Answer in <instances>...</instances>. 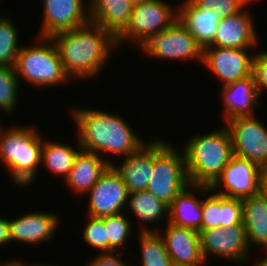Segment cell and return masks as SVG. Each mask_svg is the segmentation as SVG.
<instances>
[{
  "label": "cell",
  "mask_w": 267,
  "mask_h": 266,
  "mask_svg": "<svg viewBox=\"0 0 267 266\" xmlns=\"http://www.w3.org/2000/svg\"><path fill=\"white\" fill-rule=\"evenodd\" d=\"M178 20L190 31L204 49L213 43L221 18L212 8L200 9L191 0H185L178 8Z\"/></svg>",
  "instance_id": "obj_21"
},
{
  "label": "cell",
  "mask_w": 267,
  "mask_h": 266,
  "mask_svg": "<svg viewBox=\"0 0 267 266\" xmlns=\"http://www.w3.org/2000/svg\"><path fill=\"white\" fill-rule=\"evenodd\" d=\"M50 38L70 79L96 77L103 71L113 49H117L116 38L91 21L83 26L55 33Z\"/></svg>",
  "instance_id": "obj_1"
},
{
  "label": "cell",
  "mask_w": 267,
  "mask_h": 266,
  "mask_svg": "<svg viewBox=\"0 0 267 266\" xmlns=\"http://www.w3.org/2000/svg\"><path fill=\"white\" fill-rule=\"evenodd\" d=\"M210 192L212 194L208 193L207 198L202 200L201 230L243 224L242 199L219 195L211 189Z\"/></svg>",
  "instance_id": "obj_18"
},
{
  "label": "cell",
  "mask_w": 267,
  "mask_h": 266,
  "mask_svg": "<svg viewBox=\"0 0 267 266\" xmlns=\"http://www.w3.org/2000/svg\"><path fill=\"white\" fill-rule=\"evenodd\" d=\"M244 228L250 248L267 249V200L260 194L242 199ZM253 246V247H252Z\"/></svg>",
  "instance_id": "obj_25"
},
{
  "label": "cell",
  "mask_w": 267,
  "mask_h": 266,
  "mask_svg": "<svg viewBox=\"0 0 267 266\" xmlns=\"http://www.w3.org/2000/svg\"><path fill=\"white\" fill-rule=\"evenodd\" d=\"M37 44L22 46L18 52L15 71L19 79L23 78L38 89L68 84L71 80L66 74L58 50L50 37H36ZM20 76V77H19Z\"/></svg>",
  "instance_id": "obj_5"
},
{
  "label": "cell",
  "mask_w": 267,
  "mask_h": 266,
  "mask_svg": "<svg viewBox=\"0 0 267 266\" xmlns=\"http://www.w3.org/2000/svg\"><path fill=\"white\" fill-rule=\"evenodd\" d=\"M42 143L43 137L35 127L0 126V161L18 186L32 184L37 178Z\"/></svg>",
  "instance_id": "obj_4"
},
{
  "label": "cell",
  "mask_w": 267,
  "mask_h": 266,
  "mask_svg": "<svg viewBox=\"0 0 267 266\" xmlns=\"http://www.w3.org/2000/svg\"><path fill=\"white\" fill-rule=\"evenodd\" d=\"M200 9L212 8L221 19L238 13L254 0H191Z\"/></svg>",
  "instance_id": "obj_33"
},
{
  "label": "cell",
  "mask_w": 267,
  "mask_h": 266,
  "mask_svg": "<svg viewBox=\"0 0 267 266\" xmlns=\"http://www.w3.org/2000/svg\"><path fill=\"white\" fill-rule=\"evenodd\" d=\"M173 266H202V265H184V264H173Z\"/></svg>",
  "instance_id": "obj_42"
},
{
  "label": "cell",
  "mask_w": 267,
  "mask_h": 266,
  "mask_svg": "<svg viewBox=\"0 0 267 266\" xmlns=\"http://www.w3.org/2000/svg\"><path fill=\"white\" fill-rule=\"evenodd\" d=\"M164 233L157 232L163 238L165 248L173 264H206L200 248L199 232L167 222Z\"/></svg>",
  "instance_id": "obj_16"
},
{
  "label": "cell",
  "mask_w": 267,
  "mask_h": 266,
  "mask_svg": "<svg viewBox=\"0 0 267 266\" xmlns=\"http://www.w3.org/2000/svg\"><path fill=\"white\" fill-rule=\"evenodd\" d=\"M141 266H173L158 232H140Z\"/></svg>",
  "instance_id": "obj_28"
},
{
  "label": "cell",
  "mask_w": 267,
  "mask_h": 266,
  "mask_svg": "<svg viewBox=\"0 0 267 266\" xmlns=\"http://www.w3.org/2000/svg\"><path fill=\"white\" fill-rule=\"evenodd\" d=\"M127 205L130 212L138 218L137 220L140 219L143 224L146 223L141 225L142 228L139 229L141 232H157L160 228H148L149 223H153L154 225L156 222L158 224L162 218L169 219V206L147 190L128 194Z\"/></svg>",
  "instance_id": "obj_26"
},
{
  "label": "cell",
  "mask_w": 267,
  "mask_h": 266,
  "mask_svg": "<svg viewBox=\"0 0 267 266\" xmlns=\"http://www.w3.org/2000/svg\"><path fill=\"white\" fill-rule=\"evenodd\" d=\"M196 191L201 194H207L208 192L210 193V187L189 184L184 188L169 206V219L167 222L177 226L191 228L198 232L201 230L203 217L201 209L202 199L199 200L196 197Z\"/></svg>",
  "instance_id": "obj_23"
},
{
  "label": "cell",
  "mask_w": 267,
  "mask_h": 266,
  "mask_svg": "<svg viewBox=\"0 0 267 266\" xmlns=\"http://www.w3.org/2000/svg\"><path fill=\"white\" fill-rule=\"evenodd\" d=\"M0 266H27L26 263L22 260H6L4 263L3 261L0 262Z\"/></svg>",
  "instance_id": "obj_38"
},
{
  "label": "cell",
  "mask_w": 267,
  "mask_h": 266,
  "mask_svg": "<svg viewBox=\"0 0 267 266\" xmlns=\"http://www.w3.org/2000/svg\"><path fill=\"white\" fill-rule=\"evenodd\" d=\"M266 251H267V249H266ZM256 261H257V262H255L256 265H254V266H267V256H265L263 259H258Z\"/></svg>",
  "instance_id": "obj_39"
},
{
  "label": "cell",
  "mask_w": 267,
  "mask_h": 266,
  "mask_svg": "<svg viewBox=\"0 0 267 266\" xmlns=\"http://www.w3.org/2000/svg\"><path fill=\"white\" fill-rule=\"evenodd\" d=\"M119 165L111 166L125 183L128 194L146 190L153 173V141L146 144L136 153L128 155Z\"/></svg>",
  "instance_id": "obj_19"
},
{
  "label": "cell",
  "mask_w": 267,
  "mask_h": 266,
  "mask_svg": "<svg viewBox=\"0 0 267 266\" xmlns=\"http://www.w3.org/2000/svg\"><path fill=\"white\" fill-rule=\"evenodd\" d=\"M10 241L11 238L9 219L5 217H0V246L8 244Z\"/></svg>",
  "instance_id": "obj_36"
},
{
  "label": "cell",
  "mask_w": 267,
  "mask_h": 266,
  "mask_svg": "<svg viewBox=\"0 0 267 266\" xmlns=\"http://www.w3.org/2000/svg\"><path fill=\"white\" fill-rule=\"evenodd\" d=\"M19 79L14 67L0 66V110L5 113H12L16 110L18 92L20 86Z\"/></svg>",
  "instance_id": "obj_31"
},
{
  "label": "cell",
  "mask_w": 267,
  "mask_h": 266,
  "mask_svg": "<svg viewBox=\"0 0 267 266\" xmlns=\"http://www.w3.org/2000/svg\"><path fill=\"white\" fill-rule=\"evenodd\" d=\"M190 184L211 187L233 156L226 126L192 136L183 146Z\"/></svg>",
  "instance_id": "obj_3"
},
{
  "label": "cell",
  "mask_w": 267,
  "mask_h": 266,
  "mask_svg": "<svg viewBox=\"0 0 267 266\" xmlns=\"http://www.w3.org/2000/svg\"><path fill=\"white\" fill-rule=\"evenodd\" d=\"M26 265H27V266H30L29 264H26ZM31 266H56V265H55V264H54V265H53V264L50 265V264H43V263H42V264H36V265H35V264H33V265L31 264ZM57 266H58V265H57Z\"/></svg>",
  "instance_id": "obj_41"
},
{
  "label": "cell",
  "mask_w": 267,
  "mask_h": 266,
  "mask_svg": "<svg viewBox=\"0 0 267 266\" xmlns=\"http://www.w3.org/2000/svg\"><path fill=\"white\" fill-rule=\"evenodd\" d=\"M90 21L115 38L130 21L133 6L127 0H88Z\"/></svg>",
  "instance_id": "obj_24"
},
{
  "label": "cell",
  "mask_w": 267,
  "mask_h": 266,
  "mask_svg": "<svg viewBox=\"0 0 267 266\" xmlns=\"http://www.w3.org/2000/svg\"><path fill=\"white\" fill-rule=\"evenodd\" d=\"M83 1L43 0L42 27L37 36L51 37L87 24L90 21L89 6H85Z\"/></svg>",
  "instance_id": "obj_14"
},
{
  "label": "cell",
  "mask_w": 267,
  "mask_h": 266,
  "mask_svg": "<svg viewBox=\"0 0 267 266\" xmlns=\"http://www.w3.org/2000/svg\"><path fill=\"white\" fill-rule=\"evenodd\" d=\"M227 127L232 141L233 155L248 159L260 167L267 165V128L253 116L228 119Z\"/></svg>",
  "instance_id": "obj_9"
},
{
  "label": "cell",
  "mask_w": 267,
  "mask_h": 266,
  "mask_svg": "<svg viewBox=\"0 0 267 266\" xmlns=\"http://www.w3.org/2000/svg\"><path fill=\"white\" fill-rule=\"evenodd\" d=\"M200 248L205 261L214 255L235 263L246 262L250 256V246L244 224H235L227 228L200 230ZM248 256V257H247Z\"/></svg>",
  "instance_id": "obj_10"
},
{
  "label": "cell",
  "mask_w": 267,
  "mask_h": 266,
  "mask_svg": "<svg viewBox=\"0 0 267 266\" xmlns=\"http://www.w3.org/2000/svg\"><path fill=\"white\" fill-rule=\"evenodd\" d=\"M78 147V148H77ZM76 149L69 144L59 143L56 140H45L43 138L41 150V165H44L50 172L57 177H68L70 169L73 167L74 160L81 150L80 143L77 141Z\"/></svg>",
  "instance_id": "obj_27"
},
{
  "label": "cell",
  "mask_w": 267,
  "mask_h": 266,
  "mask_svg": "<svg viewBox=\"0 0 267 266\" xmlns=\"http://www.w3.org/2000/svg\"><path fill=\"white\" fill-rule=\"evenodd\" d=\"M71 109L70 114L79 133V138L76 140L84 151L93 152L99 156L100 153L107 152L112 156L114 154L127 157L146 144L119 114L90 108L73 107Z\"/></svg>",
  "instance_id": "obj_2"
},
{
  "label": "cell",
  "mask_w": 267,
  "mask_h": 266,
  "mask_svg": "<svg viewBox=\"0 0 267 266\" xmlns=\"http://www.w3.org/2000/svg\"><path fill=\"white\" fill-rule=\"evenodd\" d=\"M251 75L256 91L261 97L263 90L267 89V51L255 52L252 59Z\"/></svg>",
  "instance_id": "obj_34"
},
{
  "label": "cell",
  "mask_w": 267,
  "mask_h": 266,
  "mask_svg": "<svg viewBox=\"0 0 267 266\" xmlns=\"http://www.w3.org/2000/svg\"><path fill=\"white\" fill-rule=\"evenodd\" d=\"M128 216L123 212L104 217V226L108 238V253L117 250L123 252V248H126L125 244L128 243L133 233V224H131L132 222Z\"/></svg>",
  "instance_id": "obj_30"
},
{
  "label": "cell",
  "mask_w": 267,
  "mask_h": 266,
  "mask_svg": "<svg viewBox=\"0 0 267 266\" xmlns=\"http://www.w3.org/2000/svg\"><path fill=\"white\" fill-rule=\"evenodd\" d=\"M102 157L81 149L74 160L68 177L64 180L67 188L69 187L78 196L87 194L112 163L106 157Z\"/></svg>",
  "instance_id": "obj_20"
},
{
  "label": "cell",
  "mask_w": 267,
  "mask_h": 266,
  "mask_svg": "<svg viewBox=\"0 0 267 266\" xmlns=\"http://www.w3.org/2000/svg\"><path fill=\"white\" fill-rule=\"evenodd\" d=\"M153 58L203 62V48L190 31L177 19L170 27L152 36L140 47Z\"/></svg>",
  "instance_id": "obj_8"
},
{
  "label": "cell",
  "mask_w": 267,
  "mask_h": 266,
  "mask_svg": "<svg viewBox=\"0 0 267 266\" xmlns=\"http://www.w3.org/2000/svg\"><path fill=\"white\" fill-rule=\"evenodd\" d=\"M59 215L54 212H28L14 220H9L11 242L40 245L50 241L60 224Z\"/></svg>",
  "instance_id": "obj_15"
},
{
  "label": "cell",
  "mask_w": 267,
  "mask_h": 266,
  "mask_svg": "<svg viewBox=\"0 0 267 266\" xmlns=\"http://www.w3.org/2000/svg\"><path fill=\"white\" fill-rule=\"evenodd\" d=\"M7 14L0 15V66L14 67L22 46L18 29Z\"/></svg>",
  "instance_id": "obj_29"
},
{
  "label": "cell",
  "mask_w": 267,
  "mask_h": 266,
  "mask_svg": "<svg viewBox=\"0 0 267 266\" xmlns=\"http://www.w3.org/2000/svg\"><path fill=\"white\" fill-rule=\"evenodd\" d=\"M127 1H129L132 6H135V5L142 4L144 1H147V0H127Z\"/></svg>",
  "instance_id": "obj_40"
},
{
  "label": "cell",
  "mask_w": 267,
  "mask_h": 266,
  "mask_svg": "<svg viewBox=\"0 0 267 266\" xmlns=\"http://www.w3.org/2000/svg\"><path fill=\"white\" fill-rule=\"evenodd\" d=\"M245 7L238 13L221 19L217 31L210 46L226 48H253L259 38Z\"/></svg>",
  "instance_id": "obj_17"
},
{
  "label": "cell",
  "mask_w": 267,
  "mask_h": 266,
  "mask_svg": "<svg viewBox=\"0 0 267 266\" xmlns=\"http://www.w3.org/2000/svg\"><path fill=\"white\" fill-rule=\"evenodd\" d=\"M225 107V121L239 116L255 115L260 103L252 75L222 87L220 92Z\"/></svg>",
  "instance_id": "obj_22"
},
{
  "label": "cell",
  "mask_w": 267,
  "mask_h": 266,
  "mask_svg": "<svg viewBox=\"0 0 267 266\" xmlns=\"http://www.w3.org/2000/svg\"><path fill=\"white\" fill-rule=\"evenodd\" d=\"M247 48L208 46L203 49V65L220 78L222 87L251 76L254 54Z\"/></svg>",
  "instance_id": "obj_13"
},
{
  "label": "cell",
  "mask_w": 267,
  "mask_h": 266,
  "mask_svg": "<svg viewBox=\"0 0 267 266\" xmlns=\"http://www.w3.org/2000/svg\"><path fill=\"white\" fill-rule=\"evenodd\" d=\"M88 222L83 230V239L88 246L99 250V253H108V238L104 226V217L96 218L88 216ZM102 251V252H101Z\"/></svg>",
  "instance_id": "obj_32"
},
{
  "label": "cell",
  "mask_w": 267,
  "mask_h": 266,
  "mask_svg": "<svg viewBox=\"0 0 267 266\" xmlns=\"http://www.w3.org/2000/svg\"><path fill=\"white\" fill-rule=\"evenodd\" d=\"M261 168L248 159L233 155L210 189L229 198L244 199L257 195Z\"/></svg>",
  "instance_id": "obj_11"
},
{
  "label": "cell",
  "mask_w": 267,
  "mask_h": 266,
  "mask_svg": "<svg viewBox=\"0 0 267 266\" xmlns=\"http://www.w3.org/2000/svg\"><path fill=\"white\" fill-rule=\"evenodd\" d=\"M88 216L103 218L123 213L128 204V191L120 175L110 165L87 193Z\"/></svg>",
  "instance_id": "obj_12"
},
{
  "label": "cell",
  "mask_w": 267,
  "mask_h": 266,
  "mask_svg": "<svg viewBox=\"0 0 267 266\" xmlns=\"http://www.w3.org/2000/svg\"><path fill=\"white\" fill-rule=\"evenodd\" d=\"M259 194L267 200V165L261 168Z\"/></svg>",
  "instance_id": "obj_37"
},
{
  "label": "cell",
  "mask_w": 267,
  "mask_h": 266,
  "mask_svg": "<svg viewBox=\"0 0 267 266\" xmlns=\"http://www.w3.org/2000/svg\"><path fill=\"white\" fill-rule=\"evenodd\" d=\"M121 254L123 252H119L118 255L114 252L99 253L94 259L92 258L91 261L87 262L86 266H129L130 263L127 264L120 258Z\"/></svg>",
  "instance_id": "obj_35"
},
{
  "label": "cell",
  "mask_w": 267,
  "mask_h": 266,
  "mask_svg": "<svg viewBox=\"0 0 267 266\" xmlns=\"http://www.w3.org/2000/svg\"><path fill=\"white\" fill-rule=\"evenodd\" d=\"M164 139L153 140V173L146 190L170 206L190 182L184 152Z\"/></svg>",
  "instance_id": "obj_6"
},
{
  "label": "cell",
  "mask_w": 267,
  "mask_h": 266,
  "mask_svg": "<svg viewBox=\"0 0 267 266\" xmlns=\"http://www.w3.org/2000/svg\"><path fill=\"white\" fill-rule=\"evenodd\" d=\"M170 6L164 0H147L133 6L130 21L116 37V45L119 47L128 40L141 47L152 36L170 27L178 19V9Z\"/></svg>",
  "instance_id": "obj_7"
}]
</instances>
